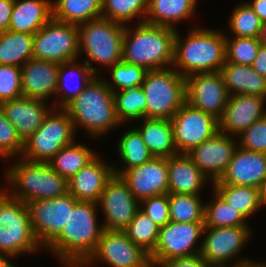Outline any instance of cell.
<instances>
[{"label": "cell", "instance_id": "6da1fadb", "mask_svg": "<svg viewBox=\"0 0 266 267\" xmlns=\"http://www.w3.org/2000/svg\"><path fill=\"white\" fill-rule=\"evenodd\" d=\"M98 203L77 201L61 233L46 247L69 267L81 265L94 252L103 226L97 224Z\"/></svg>", "mask_w": 266, "mask_h": 267}, {"label": "cell", "instance_id": "7a4b0ae2", "mask_svg": "<svg viewBox=\"0 0 266 267\" xmlns=\"http://www.w3.org/2000/svg\"><path fill=\"white\" fill-rule=\"evenodd\" d=\"M128 27L125 25L122 43L124 62L141 66L147 71L166 69L167 65H173L175 28L146 22H139L135 30Z\"/></svg>", "mask_w": 266, "mask_h": 267}, {"label": "cell", "instance_id": "3957f363", "mask_svg": "<svg viewBox=\"0 0 266 267\" xmlns=\"http://www.w3.org/2000/svg\"><path fill=\"white\" fill-rule=\"evenodd\" d=\"M224 35L213 29L196 27L182 41L176 31L173 67H177L176 70L185 78L197 73L221 71L226 63Z\"/></svg>", "mask_w": 266, "mask_h": 267}, {"label": "cell", "instance_id": "277c9868", "mask_svg": "<svg viewBox=\"0 0 266 267\" xmlns=\"http://www.w3.org/2000/svg\"><path fill=\"white\" fill-rule=\"evenodd\" d=\"M63 109L69 114L74 129H77V125L82 126L92 138L101 136L120 124L115 111L113 92L107 82L98 77Z\"/></svg>", "mask_w": 266, "mask_h": 267}, {"label": "cell", "instance_id": "5b68a950", "mask_svg": "<svg viewBox=\"0 0 266 267\" xmlns=\"http://www.w3.org/2000/svg\"><path fill=\"white\" fill-rule=\"evenodd\" d=\"M21 159L7 172L6 178L14 186L11 192H7L12 197L28 203L59 197L68 192V180L53 170L49 163Z\"/></svg>", "mask_w": 266, "mask_h": 267}, {"label": "cell", "instance_id": "8992f818", "mask_svg": "<svg viewBox=\"0 0 266 267\" xmlns=\"http://www.w3.org/2000/svg\"><path fill=\"white\" fill-rule=\"evenodd\" d=\"M40 245L32 230L27 204L0 190V256L31 253Z\"/></svg>", "mask_w": 266, "mask_h": 267}, {"label": "cell", "instance_id": "52a82bcc", "mask_svg": "<svg viewBox=\"0 0 266 267\" xmlns=\"http://www.w3.org/2000/svg\"><path fill=\"white\" fill-rule=\"evenodd\" d=\"M125 25L105 18H98L78 25L79 49L86 53L89 60L84 62L96 73L97 68L90 64L99 62L108 67L122 61V43Z\"/></svg>", "mask_w": 266, "mask_h": 267}, {"label": "cell", "instance_id": "ba28073f", "mask_svg": "<svg viewBox=\"0 0 266 267\" xmlns=\"http://www.w3.org/2000/svg\"><path fill=\"white\" fill-rule=\"evenodd\" d=\"M142 89L146 99V118L170 120L186 103L185 77L174 68L147 71Z\"/></svg>", "mask_w": 266, "mask_h": 267}, {"label": "cell", "instance_id": "9c48e42d", "mask_svg": "<svg viewBox=\"0 0 266 267\" xmlns=\"http://www.w3.org/2000/svg\"><path fill=\"white\" fill-rule=\"evenodd\" d=\"M59 110L55 114L56 108L51 109L37 131L24 141L22 158L48 163L59 150L74 142L73 122L63 108Z\"/></svg>", "mask_w": 266, "mask_h": 267}, {"label": "cell", "instance_id": "30bf717a", "mask_svg": "<svg viewBox=\"0 0 266 267\" xmlns=\"http://www.w3.org/2000/svg\"><path fill=\"white\" fill-rule=\"evenodd\" d=\"M33 58L57 63L80 55L78 25L51 19L33 35Z\"/></svg>", "mask_w": 266, "mask_h": 267}, {"label": "cell", "instance_id": "8fae6325", "mask_svg": "<svg viewBox=\"0 0 266 267\" xmlns=\"http://www.w3.org/2000/svg\"><path fill=\"white\" fill-rule=\"evenodd\" d=\"M77 201L67 192L59 197L26 203L32 230L41 246L47 247L61 233Z\"/></svg>", "mask_w": 266, "mask_h": 267}, {"label": "cell", "instance_id": "7c38bea8", "mask_svg": "<svg viewBox=\"0 0 266 267\" xmlns=\"http://www.w3.org/2000/svg\"><path fill=\"white\" fill-rule=\"evenodd\" d=\"M204 223H178L170 221L159 228L158 242L149 255L151 265L159 266L162 262L189 257L201 252L195 243L203 236Z\"/></svg>", "mask_w": 266, "mask_h": 267}, {"label": "cell", "instance_id": "4fadbf2b", "mask_svg": "<svg viewBox=\"0 0 266 267\" xmlns=\"http://www.w3.org/2000/svg\"><path fill=\"white\" fill-rule=\"evenodd\" d=\"M178 154H187L219 131V121L187 102L170 119Z\"/></svg>", "mask_w": 266, "mask_h": 267}, {"label": "cell", "instance_id": "5bb4252c", "mask_svg": "<svg viewBox=\"0 0 266 267\" xmlns=\"http://www.w3.org/2000/svg\"><path fill=\"white\" fill-rule=\"evenodd\" d=\"M105 261L110 267H150V256L134 244L125 231L103 230L94 252L81 265Z\"/></svg>", "mask_w": 266, "mask_h": 267}, {"label": "cell", "instance_id": "9a60e30c", "mask_svg": "<svg viewBox=\"0 0 266 267\" xmlns=\"http://www.w3.org/2000/svg\"><path fill=\"white\" fill-rule=\"evenodd\" d=\"M105 215L104 230L124 231L140 210L138 201L120 176L113 177L106 183L98 201Z\"/></svg>", "mask_w": 266, "mask_h": 267}, {"label": "cell", "instance_id": "2e32d148", "mask_svg": "<svg viewBox=\"0 0 266 267\" xmlns=\"http://www.w3.org/2000/svg\"><path fill=\"white\" fill-rule=\"evenodd\" d=\"M185 81L186 102L219 120L230 97L221 72L197 73Z\"/></svg>", "mask_w": 266, "mask_h": 267}, {"label": "cell", "instance_id": "e0dca14e", "mask_svg": "<svg viewBox=\"0 0 266 267\" xmlns=\"http://www.w3.org/2000/svg\"><path fill=\"white\" fill-rule=\"evenodd\" d=\"M206 233V234H205ZM206 235L201 242V256L212 267H227L225 262L236 257L248 243L249 227H204Z\"/></svg>", "mask_w": 266, "mask_h": 267}, {"label": "cell", "instance_id": "ac0fdd59", "mask_svg": "<svg viewBox=\"0 0 266 267\" xmlns=\"http://www.w3.org/2000/svg\"><path fill=\"white\" fill-rule=\"evenodd\" d=\"M134 197L143 199L168 193V158L153 157L148 162L128 168L120 175Z\"/></svg>", "mask_w": 266, "mask_h": 267}, {"label": "cell", "instance_id": "d6986e66", "mask_svg": "<svg viewBox=\"0 0 266 267\" xmlns=\"http://www.w3.org/2000/svg\"><path fill=\"white\" fill-rule=\"evenodd\" d=\"M237 145L231 135L218 131L213 137L193 148L187 155L214 182L219 180L226 171Z\"/></svg>", "mask_w": 266, "mask_h": 267}, {"label": "cell", "instance_id": "ffe728a7", "mask_svg": "<svg viewBox=\"0 0 266 267\" xmlns=\"http://www.w3.org/2000/svg\"><path fill=\"white\" fill-rule=\"evenodd\" d=\"M265 100L266 98L262 96L230 95L223 115L218 120L219 131L231 136L233 134L239 136L251 124L266 115Z\"/></svg>", "mask_w": 266, "mask_h": 267}, {"label": "cell", "instance_id": "44dd1931", "mask_svg": "<svg viewBox=\"0 0 266 267\" xmlns=\"http://www.w3.org/2000/svg\"><path fill=\"white\" fill-rule=\"evenodd\" d=\"M266 178V154L239 146L221 178L213 185H242L258 188Z\"/></svg>", "mask_w": 266, "mask_h": 267}, {"label": "cell", "instance_id": "7402d4cb", "mask_svg": "<svg viewBox=\"0 0 266 267\" xmlns=\"http://www.w3.org/2000/svg\"><path fill=\"white\" fill-rule=\"evenodd\" d=\"M113 175V165H107L97 155L68 180V192L79 201L98 203Z\"/></svg>", "mask_w": 266, "mask_h": 267}, {"label": "cell", "instance_id": "603a6c76", "mask_svg": "<svg viewBox=\"0 0 266 267\" xmlns=\"http://www.w3.org/2000/svg\"><path fill=\"white\" fill-rule=\"evenodd\" d=\"M60 63L30 59L21 66L22 95L26 98L45 100L55 94Z\"/></svg>", "mask_w": 266, "mask_h": 267}, {"label": "cell", "instance_id": "cb8c5ba5", "mask_svg": "<svg viewBox=\"0 0 266 267\" xmlns=\"http://www.w3.org/2000/svg\"><path fill=\"white\" fill-rule=\"evenodd\" d=\"M0 107L23 142L37 131L51 110L45 105V100L26 97L6 100L0 103Z\"/></svg>", "mask_w": 266, "mask_h": 267}, {"label": "cell", "instance_id": "d4e9b609", "mask_svg": "<svg viewBox=\"0 0 266 267\" xmlns=\"http://www.w3.org/2000/svg\"><path fill=\"white\" fill-rule=\"evenodd\" d=\"M168 194L200 195L207 176L193 163L187 154L168 158Z\"/></svg>", "mask_w": 266, "mask_h": 267}, {"label": "cell", "instance_id": "484cf974", "mask_svg": "<svg viewBox=\"0 0 266 267\" xmlns=\"http://www.w3.org/2000/svg\"><path fill=\"white\" fill-rule=\"evenodd\" d=\"M49 0H15L8 30L34 35L53 18Z\"/></svg>", "mask_w": 266, "mask_h": 267}, {"label": "cell", "instance_id": "4316f807", "mask_svg": "<svg viewBox=\"0 0 266 267\" xmlns=\"http://www.w3.org/2000/svg\"><path fill=\"white\" fill-rule=\"evenodd\" d=\"M220 72L230 95L247 94L266 98V79L251 66L226 61Z\"/></svg>", "mask_w": 266, "mask_h": 267}, {"label": "cell", "instance_id": "83f0119b", "mask_svg": "<svg viewBox=\"0 0 266 267\" xmlns=\"http://www.w3.org/2000/svg\"><path fill=\"white\" fill-rule=\"evenodd\" d=\"M143 120L144 125L136 129L154 157L169 158L178 154L170 120L156 118H144Z\"/></svg>", "mask_w": 266, "mask_h": 267}, {"label": "cell", "instance_id": "f1b7e54d", "mask_svg": "<svg viewBox=\"0 0 266 267\" xmlns=\"http://www.w3.org/2000/svg\"><path fill=\"white\" fill-rule=\"evenodd\" d=\"M196 3L197 0H148L147 17L140 22L175 28V23L193 14Z\"/></svg>", "mask_w": 266, "mask_h": 267}, {"label": "cell", "instance_id": "f546056e", "mask_svg": "<svg viewBox=\"0 0 266 267\" xmlns=\"http://www.w3.org/2000/svg\"><path fill=\"white\" fill-rule=\"evenodd\" d=\"M69 70L71 72H68ZM70 73H73L74 76L76 75L77 81L83 82L82 84L84 85L82 86L80 85V83H78L77 85L74 84L72 86L73 80L70 79L71 77H68V76L69 75L71 76L73 74H70ZM95 77H96V74L93 71H91L90 67L85 62L83 63V65H81L77 62V59H76V60L65 61L63 63H60L59 71H58V84H57L56 94L58 93L62 94L61 97L63 98H61V101L59 99V101L57 102L58 104L57 110L59 108H63L73 98L77 97ZM71 86H72L71 88L72 90L69 88ZM64 88L65 89L67 88L66 91L64 90Z\"/></svg>", "mask_w": 266, "mask_h": 267}, {"label": "cell", "instance_id": "4dcf8cb0", "mask_svg": "<svg viewBox=\"0 0 266 267\" xmlns=\"http://www.w3.org/2000/svg\"><path fill=\"white\" fill-rule=\"evenodd\" d=\"M33 41L27 33L0 32V65L23 66L33 58Z\"/></svg>", "mask_w": 266, "mask_h": 267}, {"label": "cell", "instance_id": "1f68e13d", "mask_svg": "<svg viewBox=\"0 0 266 267\" xmlns=\"http://www.w3.org/2000/svg\"><path fill=\"white\" fill-rule=\"evenodd\" d=\"M53 19L79 25L102 17V0H57L52 3Z\"/></svg>", "mask_w": 266, "mask_h": 267}, {"label": "cell", "instance_id": "d6a6232c", "mask_svg": "<svg viewBox=\"0 0 266 267\" xmlns=\"http://www.w3.org/2000/svg\"><path fill=\"white\" fill-rule=\"evenodd\" d=\"M96 156L87 146L73 142L59 150L48 163L53 170L69 180Z\"/></svg>", "mask_w": 266, "mask_h": 267}, {"label": "cell", "instance_id": "836d02e7", "mask_svg": "<svg viewBox=\"0 0 266 267\" xmlns=\"http://www.w3.org/2000/svg\"><path fill=\"white\" fill-rule=\"evenodd\" d=\"M214 190L246 219L254 214L261 203L258 188L242 185H214Z\"/></svg>", "mask_w": 266, "mask_h": 267}, {"label": "cell", "instance_id": "e575fe53", "mask_svg": "<svg viewBox=\"0 0 266 267\" xmlns=\"http://www.w3.org/2000/svg\"><path fill=\"white\" fill-rule=\"evenodd\" d=\"M118 152L122 161L125 162V168H122L121 171L114 168V175L117 176L128 168L142 165L154 157L136 128L127 130L121 136L118 143Z\"/></svg>", "mask_w": 266, "mask_h": 267}, {"label": "cell", "instance_id": "d590c367", "mask_svg": "<svg viewBox=\"0 0 266 267\" xmlns=\"http://www.w3.org/2000/svg\"><path fill=\"white\" fill-rule=\"evenodd\" d=\"M214 200L204 205V227H249L246 218L215 191Z\"/></svg>", "mask_w": 266, "mask_h": 267}, {"label": "cell", "instance_id": "8d00e7d4", "mask_svg": "<svg viewBox=\"0 0 266 267\" xmlns=\"http://www.w3.org/2000/svg\"><path fill=\"white\" fill-rule=\"evenodd\" d=\"M170 221L204 223V203L199 195L168 194Z\"/></svg>", "mask_w": 266, "mask_h": 267}, {"label": "cell", "instance_id": "74e56055", "mask_svg": "<svg viewBox=\"0 0 266 267\" xmlns=\"http://www.w3.org/2000/svg\"><path fill=\"white\" fill-rule=\"evenodd\" d=\"M115 111L120 123L124 121L146 118V99L140 87H132L126 91L113 92Z\"/></svg>", "mask_w": 266, "mask_h": 267}, {"label": "cell", "instance_id": "f35d334b", "mask_svg": "<svg viewBox=\"0 0 266 267\" xmlns=\"http://www.w3.org/2000/svg\"><path fill=\"white\" fill-rule=\"evenodd\" d=\"M124 231L134 244L141 247L149 255L155 250L159 227L141 210L137 212Z\"/></svg>", "mask_w": 266, "mask_h": 267}, {"label": "cell", "instance_id": "ab89813d", "mask_svg": "<svg viewBox=\"0 0 266 267\" xmlns=\"http://www.w3.org/2000/svg\"><path fill=\"white\" fill-rule=\"evenodd\" d=\"M148 0H102V18L126 25L137 15H147Z\"/></svg>", "mask_w": 266, "mask_h": 267}, {"label": "cell", "instance_id": "60d3db41", "mask_svg": "<svg viewBox=\"0 0 266 267\" xmlns=\"http://www.w3.org/2000/svg\"><path fill=\"white\" fill-rule=\"evenodd\" d=\"M229 21L231 32L234 33L235 37H260L262 21L248 6L247 2L235 8Z\"/></svg>", "mask_w": 266, "mask_h": 267}, {"label": "cell", "instance_id": "b9f144b4", "mask_svg": "<svg viewBox=\"0 0 266 267\" xmlns=\"http://www.w3.org/2000/svg\"><path fill=\"white\" fill-rule=\"evenodd\" d=\"M259 38L226 37V61L237 65H251L261 45Z\"/></svg>", "mask_w": 266, "mask_h": 267}, {"label": "cell", "instance_id": "7bdbcfd3", "mask_svg": "<svg viewBox=\"0 0 266 267\" xmlns=\"http://www.w3.org/2000/svg\"><path fill=\"white\" fill-rule=\"evenodd\" d=\"M112 72L111 79L113 80V84L108 83V87L115 92L118 88L122 91H126L132 87H140L144 82L145 75L147 70L141 66L135 64H129L124 62L123 60L117 64H114L110 67Z\"/></svg>", "mask_w": 266, "mask_h": 267}, {"label": "cell", "instance_id": "ee69618b", "mask_svg": "<svg viewBox=\"0 0 266 267\" xmlns=\"http://www.w3.org/2000/svg\"><path fill=\"white\" fill-rule=\"evenodd\" d=\"M23 148L24 142L0 107V157L7 159L18 154L21 155Z\"/></svg>", "mask_w": 266, "mask_h": 267}, {"label": "cell", "instance_id": "f6af8a7d", "mask_svg": "<svg viewBox=\"0 0 266 267\" xmlns=\"http://www.w3.org/2000/svg\"><path fill=\"white\" fill-rule=\"evenodd\" d=\"M23 97L21 67L0 65V103Z\"/></svg>", "mask_w": 266, "mask_h": 267}, {"label": "cell", "instance_id": "bcb514c9", "mask_svg": "<svg viewBox=\"0 0 266 267\" xmlns=\"http://www.w3.org/2000/svg\"><path fill=\"white\" fill-rule=\"evenodd\" d=\"M239 135L241 148L266 154V115L255 121Z\"/></svg>", "mask_w": 266, "mask_h": 267}, {"label": "cell", "instance_id": "7dc6e473", "mask_svg": "<svg viewBox=\"0 0 266 267\" xmlns=\"http://www.w3.org/2000/svg\"><path fill=\"white\" fill-rule=\"evenodd\" d=\"M140 210L151 218L160 228L170 222V208L168 193L153 196L140 201Z\"/></svg>", "mask_w": 266, "mask_h": 267}, {"label": "cell", "instance_id": "c3c4849f", "mask_svg": "<svg viewBox=\"0 0 266 267\" xmlns=\"http://www.w3.org/2000/svg\"><path fill=\"white\" fill-rule=\"evenodd\" d=\"M158 267H212L201 256L196 254L162 262Z\"/></svg>", "mask_w": 266, "mask_h": 267}, {"label": "cell", "instance_id": "681fc988", "mask_svg": "<svg viewBox=\"0 0 266 267\" xmlns=\"http://www.w3.org/2000/svg\"><path fill=\"white\" fill-rule=\"evenodd\" d=\"M15 0H0V32L8 30Z\"/></svg>", "mask_w": 266, "mask_h": 267}, {"label": "cell", "instance_id": "f907efd6", "mask_svg": "<svg viewBox=\"0 0 266 267\" xmlns=\"http://www.w3.org/2000/svg\"><path fill=\"white\" fill-rule=\"evenodd\" d=\"M261 77L266 79V46L261 44L254 62L250 65Z\"/></svg>", "mask_w": 266, "mask_h": 267}, {"label": "cell", "instance_id": "816d5d0a", "mask_svg": "<svg viewBox=\"0 0 266 267\" xmlns=\"http://www.w3.org/2000/svg\"><path fill=\"white\" fill-rule=\"evenodd\" d=\"M252 1V2H251ZM248 6L255 12L259 19L266 21V0H251Z\"/></svg>", "mask_w": 266, "mask_h": 267}, {"label": "cell", "instance_id": "f5cc1de1", "mask_svg": "<svg viewBox=\"0 0 266 267\" xmlns=\"http://www.w3.org/2000/svg\"><path fill=\"white\" fill-rule=\"evenodd\" d=\"M258 191L261 206H264L266 204V178L261 182Z\"/></svg>", "mask_w": 266, "mask_h": 267}, {"label": "cell", "instance_id": "db71d44e", "mask_svg": "<svg viewBox=\"0 0 266 267\" xmlns=\"http://www.w3.org/2000/svg\"><path fill=\"white\" fill-rule=\"evenodd\" d=\"M258 263L256 262H251L250 260H240V261H237L236 264H233L232 266L233 267H251L253 265H256Z\"/></svg>", "mask_w": 266, "mask_h": 267}, {"label": "cell", "instance_id": "11a10c76", "mask_svg": "<svg viewBox=\"0 0 266 267\" xmlns=\"http://www.w3.org/2000/svg\"><path fill=\"white\" fill-rule=\"evenodd\" d=\"M259 39L261 43L266 46V21L262 22V29Z\"/></svg>", "mask_w": 266, "mask_h": 267}, {"label": "cell", "instance_id": "9f6ffc18", "mask_svg": "<svg viewBox=\"0 0 266 267\" xmlns=\"http://www.w3.org/2000/svg\"><path fill=\"white\" fill-rule=\"evenodd\" d=\"M7 259L8 258L6 256H0V267H14V265L10 264V261H8Z\"/></svg>", "mask_w": 266, "mask_h": 267}, {"label": "cell", "instance_id": "6f0895ef", "mask_svg": "<svg viewBox=\"0 0 266 267\" xmlns=\"http://www.w3.org/2000/svg\"><path fill=\"white\" fill-rule=\"evenodd\" d=\"M251 267H266V264L264 263H259V264H256V265H253Z\"/></svg>", "mask_w": 266, "mask_h": 267}]
</instances>
